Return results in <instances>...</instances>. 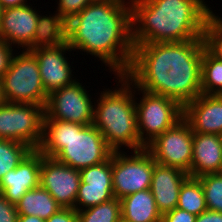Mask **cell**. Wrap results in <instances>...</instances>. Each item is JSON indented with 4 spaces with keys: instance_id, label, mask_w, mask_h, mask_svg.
Returning <instances> with one entry per match:
<instances>
[{
    "instance_id": "obj_1",
    "label": "cell",
    "mask_w": 222,
    "mask_h": 222,
    "mask_svg": "<svg viewBox=\"0 0 222 222\" xmlns=\"http://www.w3.org/2000/svg\"><path fill=\"white\" fill-rule=\"evenodd\" d=\"M204 39L134 45L125 76L142 90L170 97L183 107L202 94Z\"/></svg>"
},
{
    "instance_id": "obj_2",
    "label": "cell",
    "mask_w": 222,
    "mask_h": 222,
    "mask_svg": "<svg viewBox=\"0 0 222 222\" xmlns=\"http://www.w3.org/2000/svg\"><path fill=\"white\" fill-rule=\"evenodd\" d=\"M67 43L98 57L114 76L125 75L134 49L132 8L92 2L67 22Z\"/></svg>"
},
{
    "instance_id": "obj_3",
    "label": "cell",
    "mask_w": 222,
    "mask_h": 222,
    "mask_svg": "<svg viewBox=\"0 0 222 222\" xmlns=\"http://www.w3.org/2000/svg\"><path fill=\"white\" fill-rule=\"evenodd\" d=\"M211 8L204 0H136L133 44L204 39L206 22L214 13Z\"/></svg>"
},
{
    "instance_id": "obj_4",
    "label": "cell",
    "mask_w": 222,
    "mask_h": 222,
    "mask_svg": "<svg viewBox=\"0 0 222 222\" xmlns=\"http://www.w3.org/2000/svg\"><path fill=\"white\" fill-rule=\"evenodd\" d=\"M38 150L46 157L81 170L107 161L113 150L93 125L59 121L44 117L41 145Z\"/></svg>"
},
{
    "instance_id": "obj_5",
    "label": "cell",
    "mask_w": 222,
    "mask_h": 222,
    "mask_svg": "<svg viewBox=\"0 0 222 222\" xmlns=\"http://www.w3.org/2000/svg\"><path fill=\"white\" fill-rule=\"evenodd\" d=\"M115 77L118 87L103 89L95 98L92 124L113 151H122V147L131 151L144 149L137 127L135 85L125 75Z\"/></svg>"
},
{
    "instance_id": "obj_6",
    "label": "cell",
    "mask_w": 222,
    "mask_h": 222,
    "mask_svg": "<svg viewBox=\"0 0 222 222\" xmlns=\"http://www.w3.org/2000/svg\"><path fill=\"white\" fill-rule=\"evenodd\" d=\"M6 103L46 105V93L36 57L26 50L14 53L8 70L2 77Z\"/></svg>"
},
{
    "instance_id": "obj_7",
    "label": "cell",
    "mask_w": 222,
    "mask_h": 222,
    "mask_svg": "<svg viewBox=\"0 0 222 222\" xmlns=\"http://www.w3.org/2000/svg\"><path fill=\"white\" fill-rule=\"evenodd\" d=\"M135 93L138 133L145 146L183 119L184 107L176 100L136 86ZM137 93L142 94L140 99L136 97Z\"/></svg>"
},
{
    "instance_id": "obj_8",
    "label": "cell",
    "mask_w": 222,
    "mask_h": 222,
    "mask_svg": "<svg viewBox=\"0 0 222 222\" xmlns=\"http://www.w3.org/2000/svg\"><path fill=\"white\" fill-rule=\"evenodd\" d=\"M45 107L4 103L0 106V139L17 141L38 150L42 142Z\"/></svg>"
},
{
    "instance_id": "obj_9",
    "label": "cell",
    "mask_w": 222,
    "mask_h": 222,
    "mask_svg": "<svg viewBox=\"0 0 222 222\" xmlns=\"http://www.w3.org/2000/svg\"><path fill=\"white\" fill-rule=\"evenodd\" d=\"M127 155L125 151L112 153V183L114 198L123 197L147 190L151 187L154 169L153 156L144 148L132 151Z\"/></svg>"
},
{
    "instance_id": "obj_10",
    "label": "cell",
    "mask_w": 222,
    "mask_h": 222,
    "mask_svg": "<svg viewBox=\"0 0 222 222\" xmlns=\"http://www.w3.org/2000/svg\"><path fill=\"white\" fill-rule=\"evenodd\" d=\"M145 149L156 163L179 168L191 177L193 131L184 118L163 134L156 136Z\"/></svg>"
},
{
    "instance_id": "obj_11",
    "label": "cell",
    "mask_w": 222,
    "mask_h": 222,
    "mask_svg": "<svg viewBox=\"0 0 222 222\" xmlns=\"http://www.w3.org/2000/svg\"><path fill=\"white\" fill-rule=\"evenodd\" d=\"M82 85L78 79L73 84L50 93L45 105V117L85 126L92 124L95 99L88 93L90 90Z\"/></svg>"
},
{
    "instance_id": "obj_12",
    "label": "cell",
    "mask_w": 222,
    "mask_h": 222,
    "mask_svg": "<svg viewBox=\"0 0 222 222\" xmlns=\"http://www.w3.org/2000/svg\"><path fill=\"white\" fill-rule=\"evenodd\" d=\"M80 183V170L41 153L39 185L47 190L62 208L75 209Z\"/></svg>"
},
{
    "instance_id": "obj_13",
    "label": "cell",
    "mask_w": 222,
    "mask_h": 222,
    "mask_svg": "<svg viewBox=\"0 0 222 222\" xmlns=\"http://www.w3.org/2000/svg\"><path fill=\"white\" fill-rule=\"evenodd\" d=\"M72 50L68 43H63L56 47L30 51L36 57L43 87L48 95L78 80L72 74L74 67H71L69 58L66 57V51L71 52Z\"/></svg>"
},
{
    "instance_id": "obj_14",
    "label": "cell",
    "mask_w": 222,
    "mask_h": 222,
    "mask_svg": "<svg viewBox=\"0 0 222 222\" xmlns=\"http://www.w3.org/2000/svg\"><path fill=\"white\" fill-rule=\"evenodd\" d=\"M80 179L75 203L77 211L112 200V155L103 163L81 169Z\"/></svg>"
},
{
    "instance_id": "obj_15",
    "label": "cell",
    "mask_w": 222,
    "mask_h": 222,
    "mask_svg": "<svg viewBox=\"0 0 222 222\" xmlns=\"http://www.w3.org/2000/svg\"><path fill=\"white\" fill-rule=\"evenodd\" d=\"M30 5L29 3L20 7L7 8L1 13L0 40L18 50L19 48L25 50L32 43L37 27L38 15L41 11Z\"/></svg>"
},
{
    "instance_id": "obj_16",
    "label": "cell",
    "mask_w": 222,
    "mask_h": 222,
    "mask_svg": "<svg viewBox=\"0 0 222 222\" xmlns=\"http://www.w3.org/2000/svg\"><path fill=\"white\" fill-rule=\"evenodd\" d=\"M41 152L32 150L13 170L0 180V194L16 205L28 191L39 186Z\"/></svg>"
},
{
    "instance_id": "obj_17",
    "label": "cell",
    "mask_w": 222,
    "mask_h": 222,
    "mask_svg": "<svg viewBox=\"0 0 222 222\" xmlns=\"http://www.w3.org/2000/svg\"><path fill=\"white\" fill-rule=\"evenodd\" d=\"M193 132L222 135V95L200 94L184 106Z\"/></svg>"
},
{
    "instance_id": "obj_18",
    "label": "cell",
    "mask_w": 222,
    "mask_h": 222,
    "mask_svg": "<svg viewBox=\"0 0 222 222\" xmlns=\"http://www.w3.org/2000/svg\"><path fill=\"white\" fill-rule=\"evenodd\" d=\"M188 177L179 168L154 164L150 190L162 215L177 207L180 187Z\"/></svg>"
},
{
    "instance_id": "obj_19",
    "label": "cell",
    "mask_w": 222,
    "mask_h": 222,
    "mask_svg": "<svg viewBox=\"0 0 222 222\" xmlns=\"http://www.w3.org/2000/svg\"><path fill=\"white\" fill-rule=\"evenodd\" d=\"M222 172L221 135L193 132L191 177Z\"/></svg>"
},
{
    "instance_id": "obj_20",
    "label": "cell",
    "mask_w": 222,
    "mask_h": 222,
    "mask_svg": "<svg viewBox=\"0 0 222 222\" xmlns=\"http://www.w3.org/2000/svg\"><path fill=\"white\" fill-rule=\"evenodd\" d=\"M120 203L123 222H162L150 189L129 194L120 199Z\"/></svg>"
},
{
    "instance_id": "obj_21",
    "label": "cell",
    "mask_w": 222,
    "mask_h": 222,
    "mask_svg": "<svg viewBox=\"0 0 222 222\" xmlns=\"http://www.w3.org/2000/svg\"><path fill=\"white\" fill-rule=\"evenodd\" d=\"M63 43H67V21L57 11L49 15L39 13L32 43L25 50L56 47Z\"/></svg>"
},
{
    "instance_id": "obj_22",
    "label": "cell",
    "mask_w": 222,
    "mask_h": 222,
    "mask_svg": "<svg viewBox=\"0 0 222 222\" xmlns=\"http://www.w3.org/2000/svg\"><path fill=\"white\" fill-rule=\"evenodd\" d=\"M61 208L53 196L40 185L28 190L16 204L19 215H34L44 220Z\"/></svg>"
},
{
    "instance_id": "obj_23",
    "label": "cell",
    "mask_w": 222,
    "mask_h": 222,
    "mask_svg": "<svg viewBox=\"0 0 222 222\" xmlns=\"http://www.w3.org/2000/svg\"><path fill=\"white\" fill-rule=\"evenodd\" d=\"M201 90L202 94L222 95V60L207 48L201 62Z\"/></svg>"
},
{
    "instance_id": "obj_24",
    "label": "cell",
    "mask_w": 222,
    "mask_h": 222,
    "mask_svg": "<svg viewBox=\"0 0 222 222\" xmlns=\"http://www.w3.org/2000/svg\"><path fill=\"white\" fill-rule=\"evenodd\" d=\"M177 208L196 216L207 210L204 191L198 178L188 177L180 187Z\"/></svg>"
},
{
    "instance_id": "obj_25",
    "label": "cell",
    "mask_w": 222,
    "mask_h": 222,
    "mask_svg": "<svg viewBox=\"0 0 222 222\" xmlns=\"http://www.w3.org/2000/svg\"><path fill=\"white\" fill-rule=\"evenodd\" d=\"M120 199L101 203L99 205L77 211V222H121Z\"/></svg>"
},
{
    "instance_id": "obj_26",
    "label": "cell",
    "mask_w": 222,
    "mask_h": 222,
    "mask_svg": "<svg viewBox=\"0 0 222 222\" xmlns=\"http://www.w3.org/2000/svg\"><path fill=\"white\" fill-rule=\"evenodd\" d=\"M32 150L27 144L0 139V180L8 171L15 169Z\"/></svg>"
},
{
    "instance_id": "obj_27",
    "label": "cell",
    "mask_w": 222,
    "mask_h": 222,
    "mask_svg": "<svg viewBox=\"0 0 222 222\" xmlns=\"http://www.w3.org/2000/svg\"><path fill=\"white\" fill-rule=\"evenodd\" d=\"M198 179L204 191L207 210L222 212V172L205 174Z\"/></svg>"
},
{
    "instance_id": "obj_28",
    "label": "cell",
    "mask_w": 222,
    "mask_h": 222,
    "mask_svg": "<svg viewBox=\"0 0 222 222\" xmlns=\"http://www.w3.org/2000/svg\"><path fill=\"white\" fill-rule=\"evenodd\" d=\"M213 13L206 22L204 40L206 48L222 60V17Z\"/></svg>"
},
{
    "instance_id": "obj_29",
    "label": "cell",
    "mask_w": 222,
    "mask_h": 222,
    "mask_svg": "<svg viewBox=\"0 0 222 222\" xmlns=\"http://www.w3.org/2000/svg\"><path fill=\"white\" fill-rule=\"evenodd\" d=\"M95 0H59L57 12L67 22Z\"/></svg>"
},
{
    "instance_id": "obj_30",
    "label": "cell",
    "mask_w": 222,
    "mask_h": 222,
    "mask_svg": "<svg viewBox=\"0 0 222 222\" xmlns=\"http://www.w3.org/2000/svg\"><path fill=\"white\" fill-rule=\"evenodd\" d=\"M19 213L16 205L11 204L2 194H0V222H17Z\"/></svg>"
},
{
    "instance_id": "obj_31",
    "label": "cell",
    "mask_w": 222,
    "mask_h": 222,
    "mask_svg": "<svg viewBox=\"0 0 222 222\" xmlns=\"http://www.w3.org/2000/svg\"><path fill=\"white\" fill-rule=\"evenodd\" d=\"M196 217V215L176 207L162 215V222H195Z\"/></svg>"
},
{
    "instance_id": "obj_32",
    "label": "cell",
    "mask_w": 222,
    "mask_h": 222,
    "mask_svg": "<svg viewBox=\"0 0 222 222\" xmlns=\"http://www.w3.org/2000/svg\"><path fill=\"white\" fill-rule=\"evenodd\" d=\"M12 48L14 47L0 40V79H2L4 73L8 70L12 56L16 52V50Z\"/></svg>"
},
{
    "instance_id": "obj_33",
    "label": "cell",
    "mask_w": 222,
    "mask_h": 222,
    "mask_svg": "<svg viewBox=\"0 0 222 222\" xmlns=\"http://www.w3.org/2000/svg\"><path fill=\"white\" fill-rule=\"evenodd\" d=\"M46 222H77V210L73 208H61L51 215Z\"/></svg>"
},
{
    "instance_id": "obj_34",
    "label": "cell",
    "mask_w": 222,
    "mask_h": 222,
    "mask_svg": "<svg viewBox=\"0 0 222 222\" xmlns=\"http://www.w3.org/2000/svg\"><path fill=\"white\" fill-rule=\"evenodd\" d=\"M195 222H222V212L206 210L196 217Z\"/></svg>"
},
{
    "instance_id": "obj_35",
    "label": "cell",
    "mask_w": 222,
    "mask_h": 222,
    "mask_svg": "<svg viewBox=\"0 0 222 222\" xmlns=\"http://www.w3.org/2000/svg\"><path fill=\"white\" fill-rule=\"evenodd\" d=\"M28 0H0L2 10L27 5Z\"/></svg>"
},
{
    "instance_id": "obj_36",
    "label": "cell",
    "mask_w": 222,
    "mask_h": 222,
    "mask_svg": "<svg viewBox=\"0 0 222 222\" xmlns=\"http://www.w3.org/2000/svg\"><path fill=\"white\" fill-rule=\"evenodd\" d=\"M96 2H109L122 7L132 8L136 0H95Z\"/></svg>"
},
{
    "instance_id": "obj_37",
    "label": "cell",
    "mask_w": 222,
    "mask_h": 222,
    "mask_svg": "<svg viewBox=\"0 0 222 222\" xmlns=\"http://www.w3.org/2000/svg\"><path fill=\"white\" fill-rule=\"evenodd\" d=\"M17 222H46V220L34 215H19Z\"/></svg>"
},
{
    "instance_id": "obj_38",
    "label": "cell",
    "mask_w": 222,
    "mask_h": 222,
    "mask_svg": "<svg viewBox=\"0 0 222 222\" xmlns=\"http://www.w3.org/2000/svg\"><path fill=\"white\" fill-rule=\"evenodd\" d=\"M5 103V99L3 96V89H2V79H0V106Z\"/></svg>"
},
{
    "instance_id": "obj_39",
    "label": "cell",
    "mask_w": 222,
    "mask_h": 222,
    "mask_svg": "<svg viewBox=\"0 0 222 222\" xmlns=\"http://www.w3.org/2000/svg\"><path fill=\"white\" fill-rule=\"evenodd\" d=\"M1 13H2V8H1V6H0V19H1Z\"/></svg>"
}]
</instances>
